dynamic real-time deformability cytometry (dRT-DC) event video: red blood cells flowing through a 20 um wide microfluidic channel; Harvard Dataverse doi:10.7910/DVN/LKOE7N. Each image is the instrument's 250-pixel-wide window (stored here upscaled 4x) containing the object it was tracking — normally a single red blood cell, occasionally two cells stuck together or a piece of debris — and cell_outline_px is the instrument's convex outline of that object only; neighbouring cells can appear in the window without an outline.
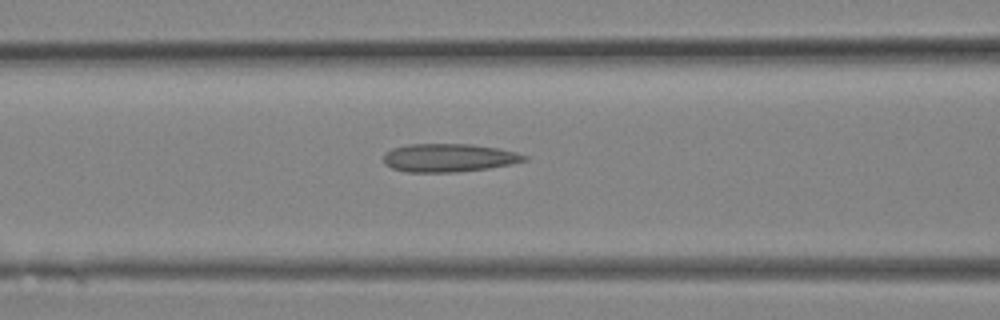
{"species": "Egyptian fruit bat (a non-hibernating species)", "species_latin": "Rousettus aegyptiacus", "temperature_condition": "room temperature", "stored_images_in_passage": 13, "camera_frame_rate_fps": 3000, "um_per_image_px": 0.085, "animal": {"sex": "female"}, "frame": {"image": 1, "passage_image": 11, "time_ms": 3.333, "image_size_px": [1000, 320], "cell_outline_px": [[528, 160], [512, 164], [488, 168], [456, 172], [404, 172], [392, 168], [384, 164], [384, 156], [392, 148], [408, 144], [472, 144], [496, 148], [516, 152], [528, 156]], "centroid_in_image_um": [38.15, 13.41], "position_along_channel_um": 128.4, "area_um2": 23.18}}
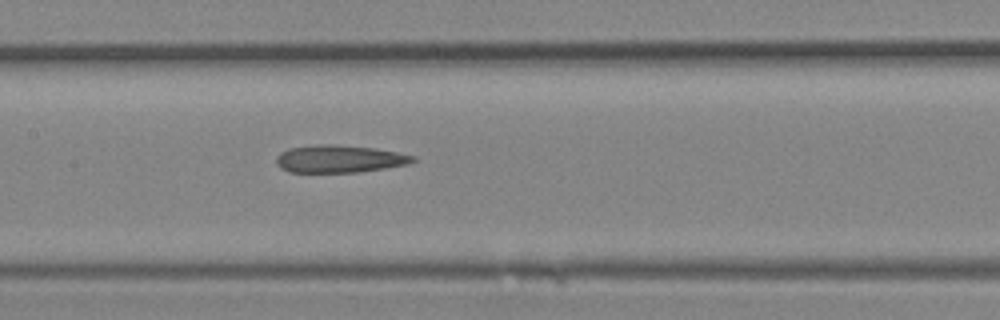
{"frame": {"image": 2, "passage_image": 13, "time_ms": 4.0, "image_size_px": [1000, 320], "cell_outline_px": [[416, 160], [408, 164], [360, 172], [288, 172], [280, 168], [276, 164], [276, 156], [280, 152], [288, 148], [316, 144], [336, 144], [376, 148], [416, 156]], "centroid_in_image_um": [28.82, 13.49], "position_along_channel_um": 178.6, "area_um2": 22.14}}